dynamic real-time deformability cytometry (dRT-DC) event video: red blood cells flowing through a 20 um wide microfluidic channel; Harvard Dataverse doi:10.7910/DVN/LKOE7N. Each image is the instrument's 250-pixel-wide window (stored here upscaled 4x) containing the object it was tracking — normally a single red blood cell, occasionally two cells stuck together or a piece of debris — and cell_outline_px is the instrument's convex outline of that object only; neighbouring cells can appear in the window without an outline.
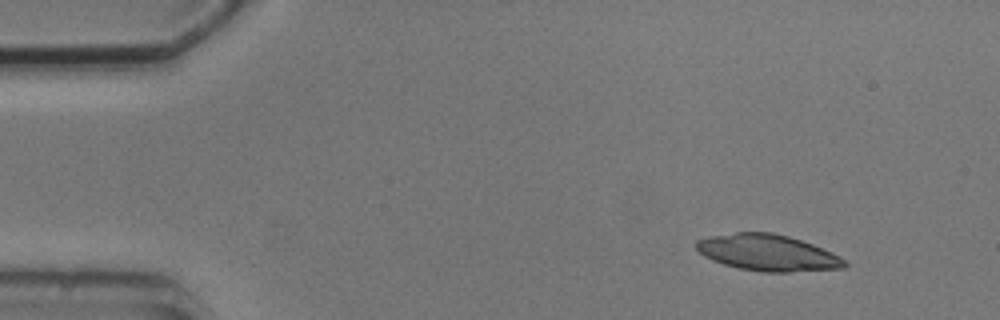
{"species": "common noctule bat (a hibernating species)", "species_latin": "Nyctalus noctula", "temperature_condition": "cold", "stored_images_in_passage": 4, "camera_frame_rate_fps": 3000, "um_per_image_px": 0.085, "animal": {"sex": "male", "body_mass_g": 20.5, "forearm_length_mm": 52.5}, "frame": {"image": 1, "passage_image": 1, "time_ms": 0.0, "image_size_px": [1000, 320], "cell_outline_px": [[848, 264], [844, 268], [788, 272], [760, 272], [740, 268], [724, 264], [712, 260], [704, 256], [696, 248], [696, 240], [708, 236], [736, 232], [772, 232], [788, 236], [812, 244], [844, 260]], "centroid_in_image_um": [65.19, 21.48], "position_along_channel_um": 19.8, "area_um2": 31.1}}